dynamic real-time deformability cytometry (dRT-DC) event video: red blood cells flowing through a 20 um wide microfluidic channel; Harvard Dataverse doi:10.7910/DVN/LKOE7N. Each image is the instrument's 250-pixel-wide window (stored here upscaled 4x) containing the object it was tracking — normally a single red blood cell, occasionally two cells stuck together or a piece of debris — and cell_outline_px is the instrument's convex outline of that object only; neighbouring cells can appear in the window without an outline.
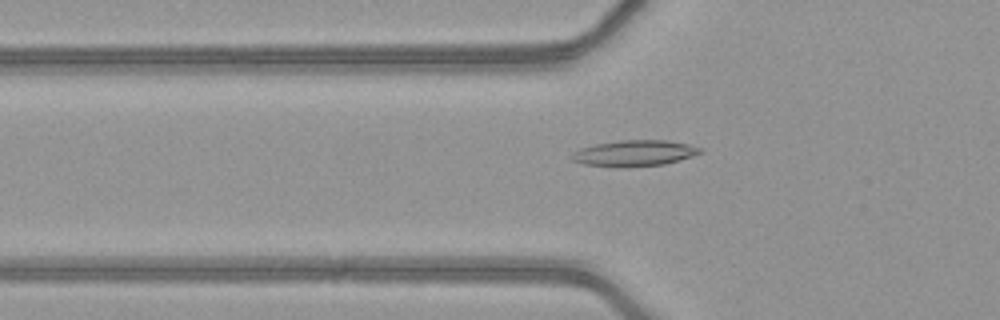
{"species": "common noctule bat (a hibernating species)", "species_latin": "Nyctalus noctula", "temperature_condition": "warm", "stored_images_in_passage": 35, "camera_frame_rate_fps": 3000, "um_per_image_px": 0.085, "animal": {"sex": "female", "body_mass_g": 21.9}, "frame": {"image": 1, "passage_image": 3, "time_ms": 0.667, "image_size_px": [1000, 320], "cell_outline_px": [[704, 152], [680, 160], [664, 164], [624, 168], [620, 168], [584, 164], [572, 160], [568, 156], [572, 152], [580, 148], [596, 144], [620, 140], [668, 140], [688, 144], [700, 148]], "centroid_in_image_um": [53.89, 13.03], "position_along_channel_um": 71.9, "area_um2": 19.71}}
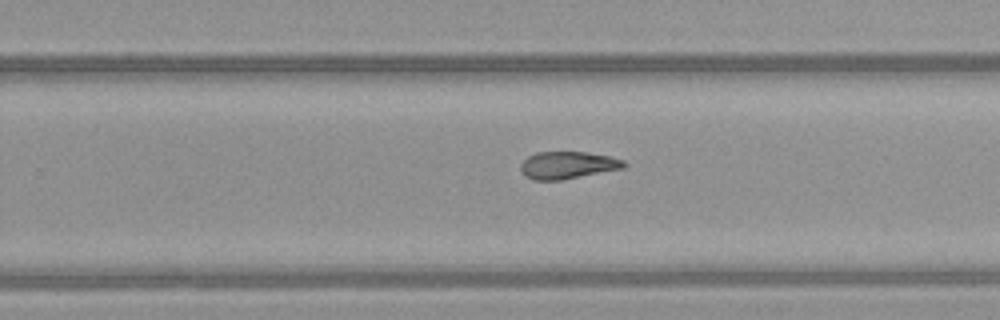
{"frame": {"image": 2, "passage_image": 18, "time_ms": 5.667, "image_size_px": [1000, 320], "cell_outline_px": [[628, 164], [624, 168], [560, 180], [532, 180], [524, 176], [520, 168], [520, 164], [528, 156], [536, 152], [584, 152], [608, 156], [624, 160]], "centroid_in_image_um": [48.23, 14.04], "position_along_channel_um": 281.6, "area_um2": 16.42}}
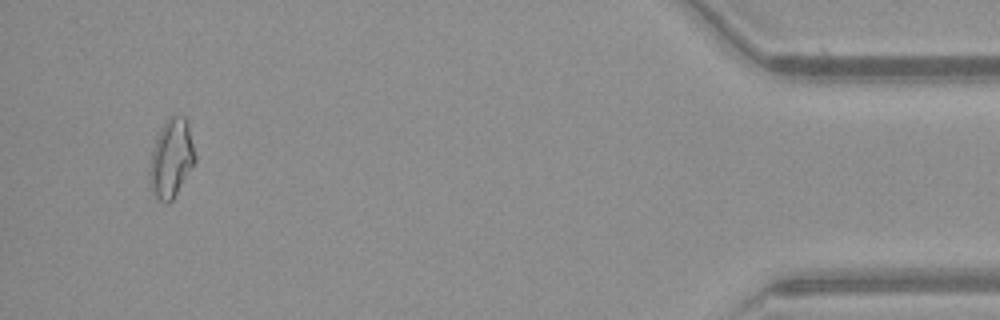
{"frame": {"image": 3, "passage_image": 33, "time_ms": 10.667, "image_size_px": [1000, 320], "cell_outline_px": [[196, 160], [172, 200], [168, 204], [164, 204], [156, 196], [152, 188], [148, 172], [152, 148], [156, 136], [168, 116], [184, 116], [188, 120], [196, 156]], "centroid_in_image_um": [14.56, 13.42], "position_along_channel_um": 420.6, "area_um2": 20.81}, "authors_computed_cell_mechanics": {"area_um2": 17.051, "velocity_mm_per_s": 4.1835, "shape_relaxation_time_tau1_ms": null, "shape_relaxation_time_tau2_ms": 8.3964, "deformation_change_tau1": null, "deformation_change_tau2": 0.1867}}